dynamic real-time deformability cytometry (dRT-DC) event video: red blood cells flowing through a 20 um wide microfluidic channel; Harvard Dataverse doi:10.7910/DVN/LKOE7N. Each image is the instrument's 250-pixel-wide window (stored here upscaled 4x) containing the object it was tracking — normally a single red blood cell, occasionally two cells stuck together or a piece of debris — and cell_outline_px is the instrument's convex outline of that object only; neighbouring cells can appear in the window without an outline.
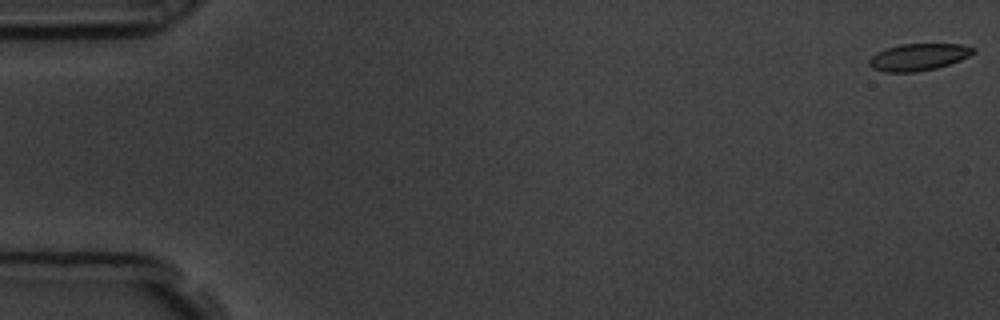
{"species": "common noctule bat (a hibernating species)", "species_latin": "Nyctalus noctula", "temperature_condition": "room temperature", "stored_images_in_passage": 59, "camera_frame_rate_fps": 3000, "um_per_image_px": 0.085, "animal": {"sex": "male", "body_mass_g": 19.5, "forearm_length_mm": 54.6}, "frame": {"image": 1, "passage_image": 1, "time_ms": 0.0, "image_size_px": [1000, 320], "cell_outline_px": [[976, 52], [960, 60], [936, 68], [916, 72], [884, 72], [872, 68], [868, 64], [868, 60], [876, 52], [900, 44], [960, 44], [976, 48]], "centroid_in_image_um": [78.06, 4.85], "position_along_channel_um": 6.9, "area_um2": 16.36}}
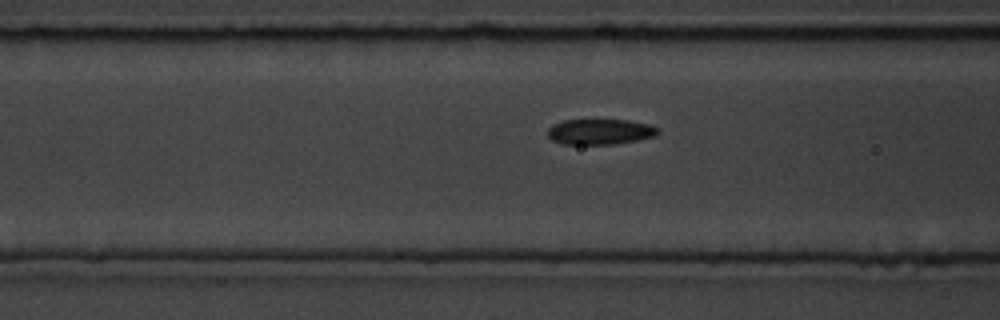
{"frame": {"image": 2, "passage_image": 23, "time_ms": 7.333, "image_size_px": [1000, 320], "cell_outline_px": [[660, 132], [656, 136], [636, 140], [612, 144], [560, 144], [552, 140], [548, 136], [548, 128], [552, 124], [564, 120], [628, 120], [648, 124], [660, 128]], "centroid_in_image_um": [51.0, 11.19], "position_along_channel_um": 115.6, "area_um2": 16.47}}
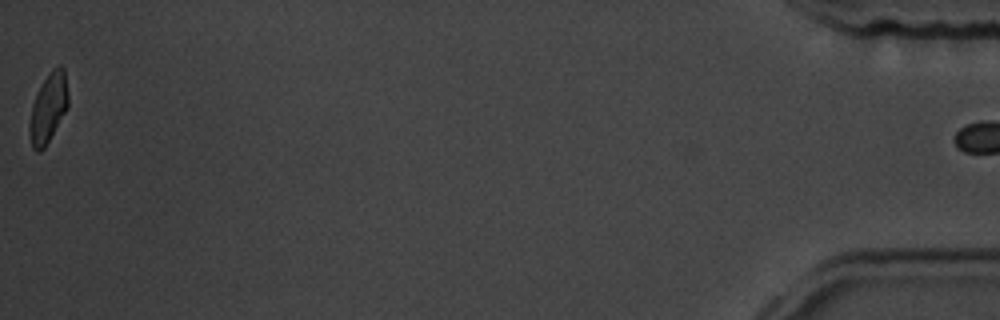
{"frame": {"image": 3, "passage_image": 58, "time_ms": 19.0, "image_size_px": [1000, 320], "cell_outline_px": [[68, 108], [44, 148], [40, 152], [36, 152], [32, 148], [28, 132], [28, 128], [32, 104], [48, 72], [56, 64], [60, 64], [64, 68], [68, 92]], "centroid_in_image_um": [4.11, 9.17], "position_along_channel_um": 431.1, "area_um2": 15.78}}